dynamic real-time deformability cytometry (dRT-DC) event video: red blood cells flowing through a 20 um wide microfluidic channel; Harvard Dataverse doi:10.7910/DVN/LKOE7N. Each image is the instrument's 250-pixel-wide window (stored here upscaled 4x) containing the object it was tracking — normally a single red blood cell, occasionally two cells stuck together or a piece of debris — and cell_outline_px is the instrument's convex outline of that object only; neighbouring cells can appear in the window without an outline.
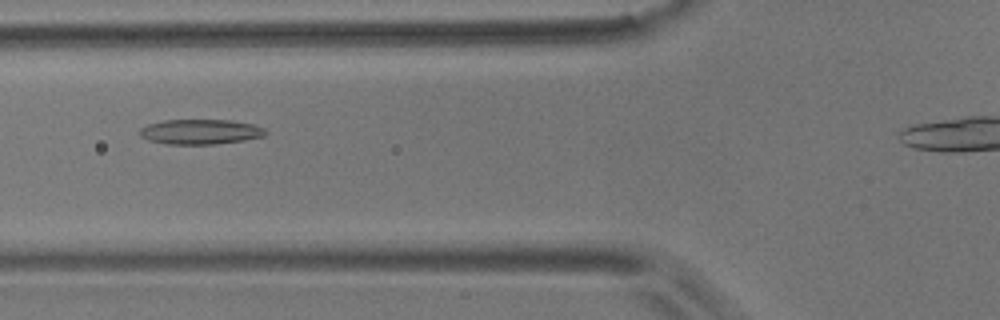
{"species": "common noctule bat (a hibernating species)", "species_latin": "Nyctalus noctula", "temperature_condition": "room temperature", "stored_images_in_passage": 5, "camera_frame_rate_fps": 3000, "um_per_image_px": 0.085, "animal": {"sex": "male", "body_mass_g": 17.9}, "frame": {"image": 1, "passage_image": 3, "time_ms": 0.667, "image_size_px": [1000, 320], "cell_outline_px": [[268, 132], [264, 136], [244, 140], [216, 144], [168, 144], [148, 140], [140, 136], [140, 128], [148, 124], [164, 120], [232, 120], [252, 124], [264, 128]], "centroid_in_image_um": [17.04, 11.2], "position_along_channel_um": 108.8, "area_um2": 18.32}}
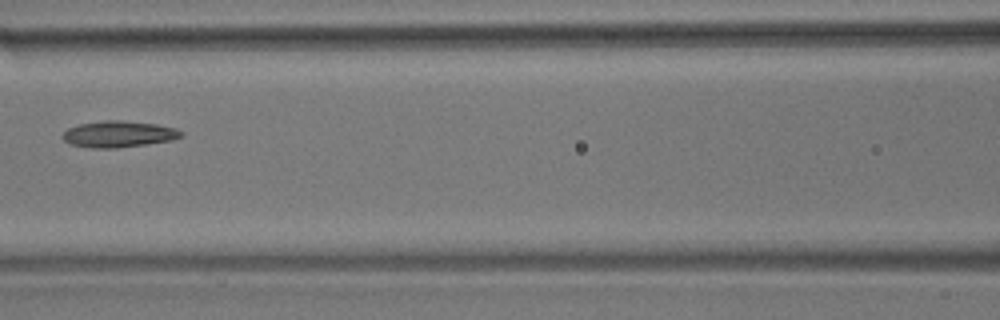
{"frame": {"image": 2, "passage_image": 4, "time_ms": 1.0, "image_size_px": [1000, 320], "cell_outline_px": [[184, 132], [180, 136], [172, 140], [148, 144], [116, 148], [88, 148], [72, 144], [64, 140], [64, 132], [68, 128], [80, 124], [104, 120], [120, 120], [156, 124], [176, 128]], "centroid_in_image_um": [10.1, 11.4], "position_along_channel_um": 156.5, "area_um2": 18.09}}
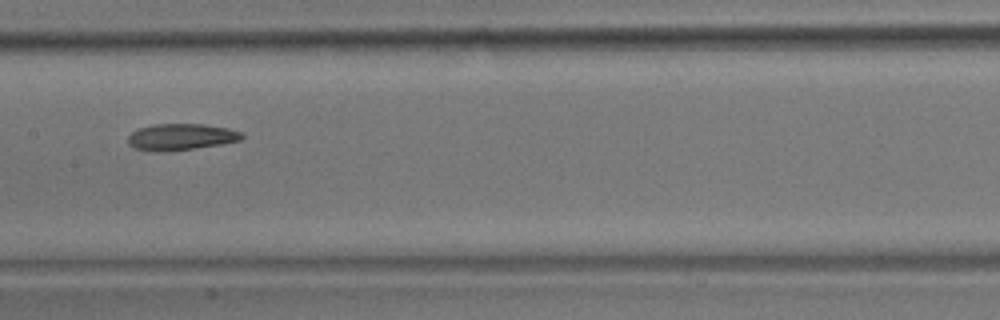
{"frame": {"image": 3, "passage_image": 5, "time_ms": 1.333, "image_size_px": [1000, 320], "cell_outline_px": [[244, 136], [240, 140], [220, 144], [192, 148], [136, 148], [128, 144], [128, 136], [132, 132], [140, 128], [152, 124], [204, 124], [228, 128], [240, 132]], "centroid_in_image_um": [15.44, 11.57], "position_along_channel_um": 192.0, "area_um2": 16.47}}